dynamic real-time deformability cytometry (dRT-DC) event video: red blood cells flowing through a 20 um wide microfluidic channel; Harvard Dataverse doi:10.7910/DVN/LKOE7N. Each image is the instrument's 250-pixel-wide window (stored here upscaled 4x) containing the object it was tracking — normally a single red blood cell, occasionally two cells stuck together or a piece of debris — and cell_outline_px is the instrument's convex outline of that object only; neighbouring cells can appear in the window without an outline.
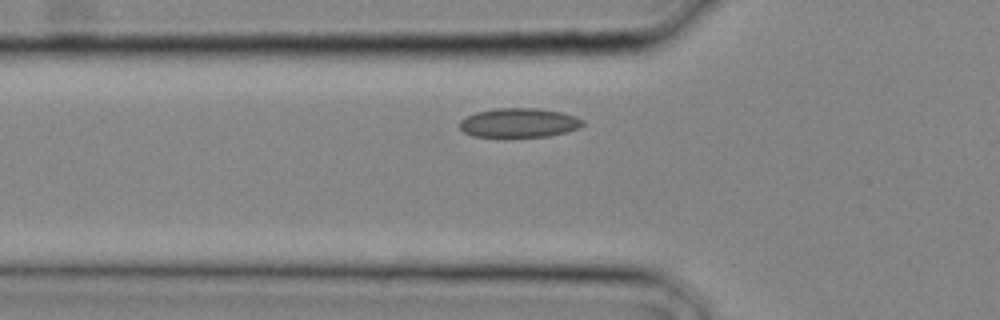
{"species": "common noctule bat (a hibernating species)", "species_latin": "Nyctalus noctula", "temperature_condition": "cold", "stored_images_in_passage": 21, "camera_frame_rate_fps": 3000, "um_per_image_px": 0.085, "animal": {"sex": "male", "body_mass_g": 20.4}, "frame": {"image": 1, "passage_image": 6, "time_ms": 1.667, "image_size_px": [1000, 320], "cell_outline_px": [[584, 124], [580, 128], [548, 136], [504, 140], [472, 136], [464, 132], [460, 128], [460, 120], [476, 112], [496, 108], [536, 108], [560, 112], [576, 116], [584, 120]], "centroid_in_image_um": [44.08, 10.49], "position_along_channel_um": 81.7, "area_um2": 21.85}}
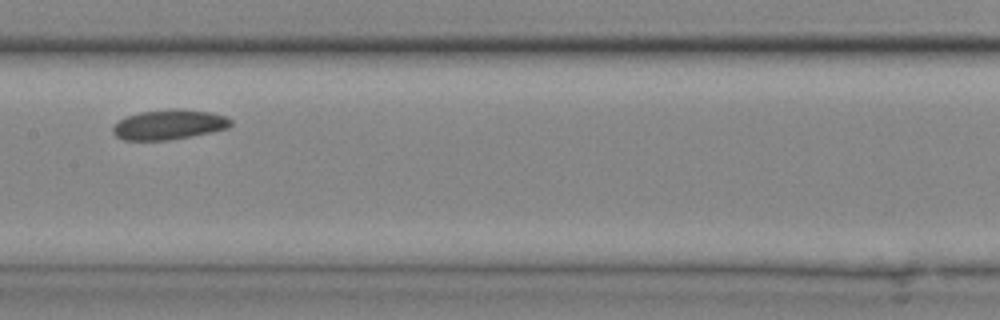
{"frame": {"image": 2, "passage_image": 11, "time_ms": 3.333, "image_size_px": [1000, 320], "cell_outline_px": [[232, 124], [228, 128], [168, 140], [124, 140], [116, 136], [112, 132], [112, 128], [120, 120], [128, 116], [140, 112], [176, 108], [180, 108], [208, 112], [224, 116], [232, 120]], "centroid_in_image_um": [14.35, 10.58], "position_along_channel_um": 193.1, "area_um2": 20.23}}
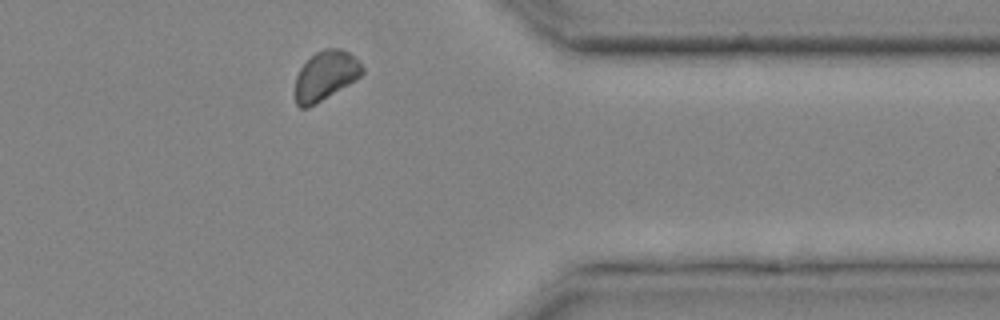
{"frame": {"image": 3, "passage_image": 20, "time_ms": 6.333, "image_size_px": [1000, 320], "cell_outline_px": [[364, 72], [360, 76], [348, 84], [316, 104], [308, 108], [300, 108], [296, 104], [292, 92], [296, 76], [300, 68], [316, 52], [324, 48], [340, 48], [348, 52], [364, 68]], "centroid_in_image_um": [27.6, 6.46], "position_along_channel_um": 383.8, "area_um2": 19.36}}